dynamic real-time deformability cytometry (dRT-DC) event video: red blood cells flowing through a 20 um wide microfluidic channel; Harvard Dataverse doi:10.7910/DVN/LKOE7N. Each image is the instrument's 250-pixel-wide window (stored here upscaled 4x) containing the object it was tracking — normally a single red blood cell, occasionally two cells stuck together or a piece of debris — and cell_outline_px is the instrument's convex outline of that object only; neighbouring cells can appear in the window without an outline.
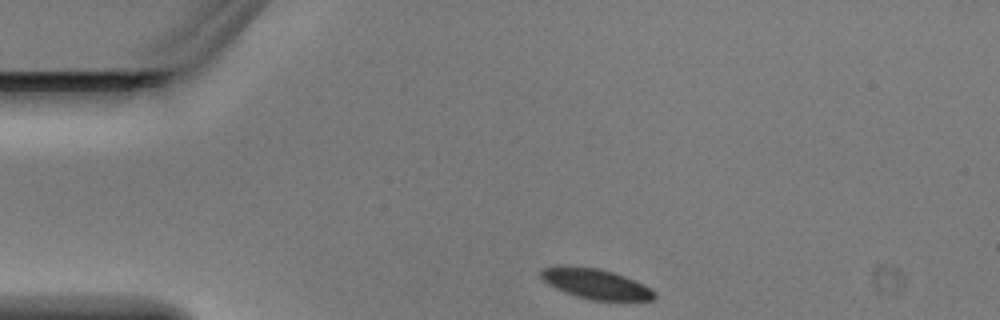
{"species": "Egyptian fruit bat (a non-hibernating species)", "species_latin": "Rousettus aegyptiacus", "temperature_condition": "warm", "stored_images_in_passage": 2, "camera_frame_rate_fps": 3000, "um_per_image_px": 0.085, "animal": {"sex": "male"}, "frame": {"image": 1, "passage_image": 1, "time_ms": 0.0, "image_size_px": [1000, 320], "cell_outline_px": [[656, 296], [652, 300], [592, 300], [576, 296], [556, 288], [548, 284], [540, 276], [540, 272], [544, 268], [564, 264], [568, 264], [600, 268], [624, 276], [656, 292]], "centroid_in_image_um": [50.58, 24.1], "position_along_channel_um": 34.4, "area_um2": 19.83}}
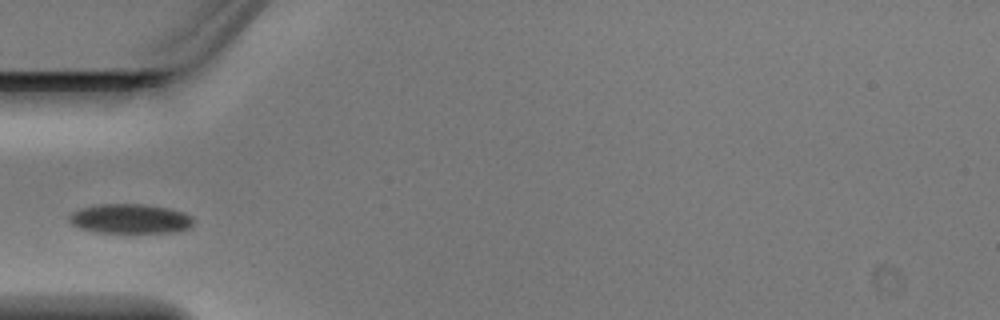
{"frame": {"image": 2, "passage_image": 2, "time_ms": 0.333, "image_size_px": [1000, 320], "cell_outline_px": [[192, 224], [188, 228], [176, 232], [100, 232], [80, 228], [72, 224], [68, 220], [68, 216], [72, 212], [80, 208], [100, 204], [144, 204], [172, 208], [184, 212], [192, 216]], "centroid_in_image_um": [11.07, 18.58], "position_along_channel_um": 73.9, "area_um2": 21.39}}